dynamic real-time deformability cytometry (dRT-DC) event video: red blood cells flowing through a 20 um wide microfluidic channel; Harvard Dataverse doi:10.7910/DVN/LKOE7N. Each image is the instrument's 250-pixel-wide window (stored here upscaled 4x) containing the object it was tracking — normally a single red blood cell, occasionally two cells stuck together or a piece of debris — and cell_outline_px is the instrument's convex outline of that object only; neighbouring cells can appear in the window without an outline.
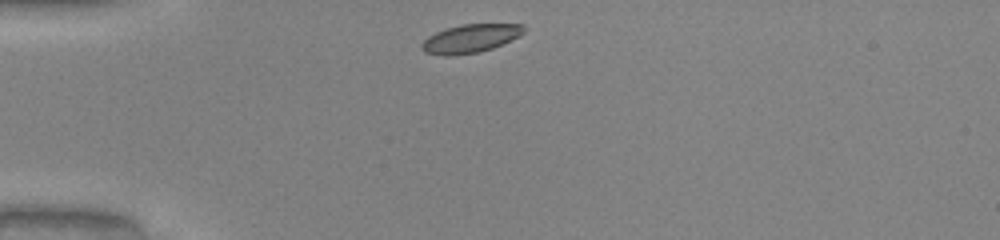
{"species": "common noctule bat (a hibernating species)", "species_latin": "Nyctalus noctula", "temperature_condition": "warm", "stored_images_in_passage": 25, "camera_frame_rate_fps": 3000, "um_per_image_px": 0.085, "animal": {"sex": "male", "body_mass_g": 20.0, "forearm_length_mm": 53.3}, "frame": {"image": 1, "passage_image": 1, "time_ms": 0.0, "image_size_px": [1000, 240], "cell_outline_px": [[524, 32], [492, 48], [476, 52], [448, 56], [444, 56], [424, 52], [420, 48], [420, 44], [428, 36], [444, 28], [460, 24], [524, 24]], "centroid_in_image_um": [39.89, 3.26], "position_along_channel_um": 45.1, "area_um2": 16.7}}
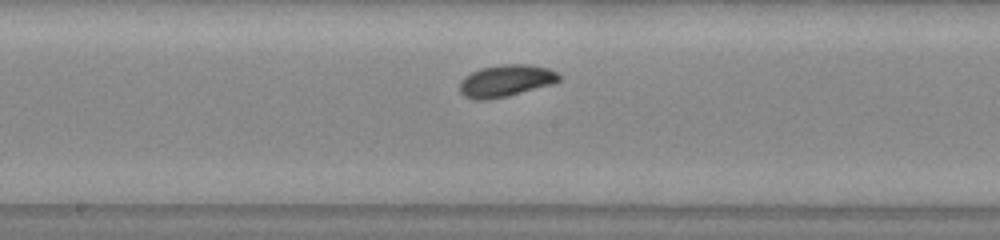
{"frame": {"image": 2, "passage_image": 15, "time_ms": 4.667, "image_size_px": [1000, 240], "cell_outline_px": [[560, 80], [552, 84], [508, 96], [484, 100], [476, 100], [464, 96], [460, 92], [460, 80], [464, 76], [480, 68], [500, 64], [528, 64], [548, 68], [556, 72], [560, 76]], "centroid_in_image_um": [42.98, 6.86], "position_along_channel_um": 205.2, "area_um2": 18.55}}
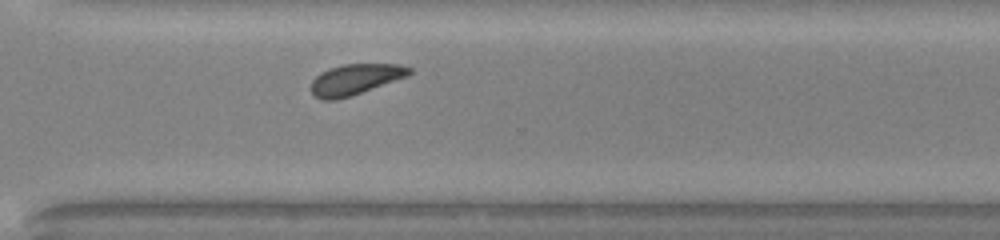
{"frame": {"image": 3, "passage_image": 25, "time_ms": 8.0, "image_size_px": [1000, 240], "cell_outline_px": [[412, 72], [408, 76], [336, 100], [320, 100], [312, 92], [312, 80], [320, 72], [328, 68], [344, 64], [400, 64], [412, 68]], "centroid_in_image_um": [30.19, 6.73], "position_along_channel_um": 340.4, "area_um2": 17.34}}